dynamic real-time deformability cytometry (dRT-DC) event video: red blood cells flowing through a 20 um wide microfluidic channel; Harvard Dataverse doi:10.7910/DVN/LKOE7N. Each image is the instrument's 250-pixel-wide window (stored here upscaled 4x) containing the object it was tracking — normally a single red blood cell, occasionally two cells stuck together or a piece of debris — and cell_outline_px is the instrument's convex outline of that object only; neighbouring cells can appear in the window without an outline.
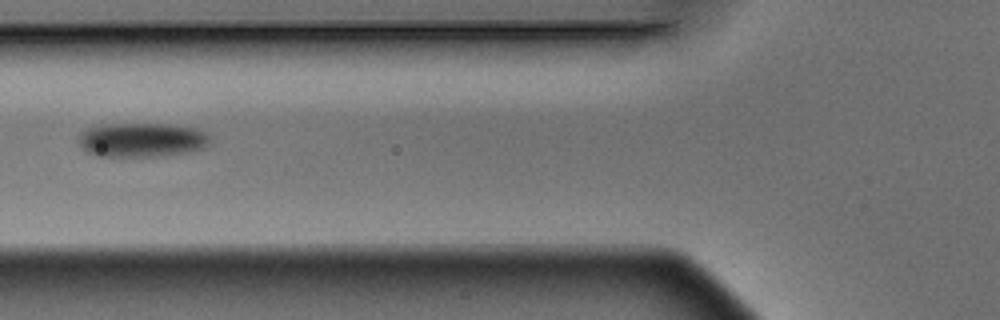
{"species": "Egyptian fruit bat (a non-hibernating species)", "species_latin": "Rousettus aegyptiacus", "temperature_condition": "warm", "stored_images_in_passage": 9, "camera_frame_rate_fps": 3000, "um_per_image_px": 0.085, "animal": {"sex": "male"}, "frame": {"image": 1, "passage_image": 7, "time_ms": 2.0, "image_size_px": [1000, 320], "cell_outline_px": [[212, 136], [208, 148], [188, 152], [152, 156], [100, 156], [88, 152], [80, 144], [80, 136], [88, 128], [100, 124], [168, 124], [196, 128]], "centroid_in_image_um": [12.14, 11.88], "position_along_channel_um": 113.7, "area_um2": 26.13}}
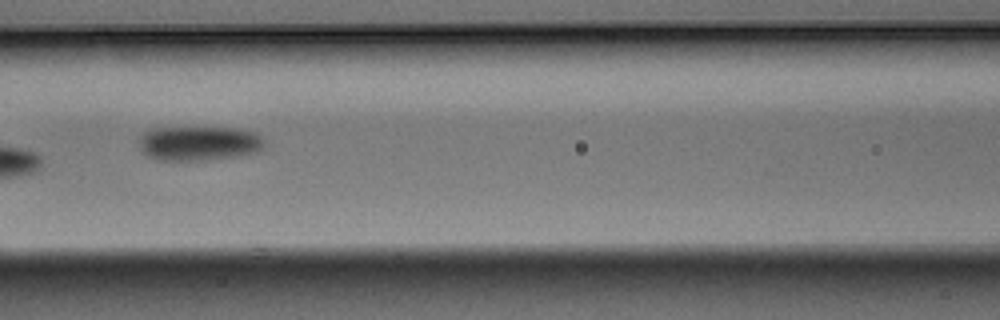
{"frame": {"image": 2, "passage_image": 8, "time_ms": 2.333, "image_size_px": [1000, 320], "cell_outline_px": [[264, 148], [256, 152], [240, 156], [200, 160], [156, 160], [148, 156], [140, 148], [140, 136], [144, 132], [152, 128], [236, 128], [256, 132], [264, 140]], "centroid_in_image_um": [16.93, 12.18], "position_along_channel_um": 149.7, "area_um2": 25.2}}
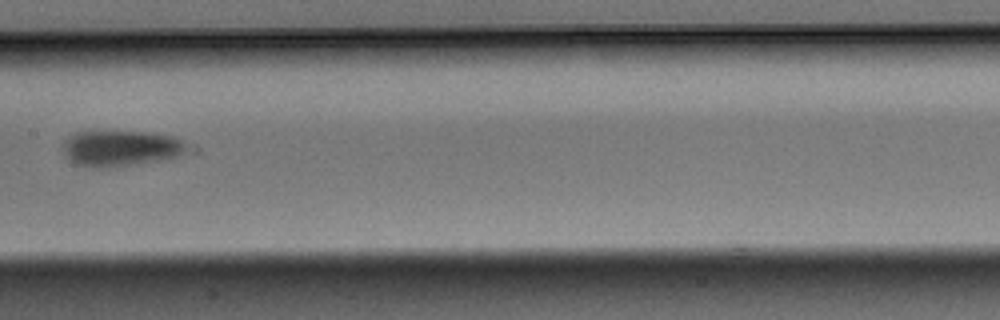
{"frame": {"image": 3, "passage_image": 9, "time_ms": 2.667, "image_size_px": [1000, 320], "cell_outline_px": [[184, 156], [160, 160], [108, 168], [96, 168], [76, 164], [64, 156], [64, 144], [68, 136], [76, 132], [144, 132], [172, 136], [180, 140], [184, 144]], "centroid_in_image_um": [10.23, 12.62], "position_along_channel_um": 197.2, "area_um2": 25.61}}